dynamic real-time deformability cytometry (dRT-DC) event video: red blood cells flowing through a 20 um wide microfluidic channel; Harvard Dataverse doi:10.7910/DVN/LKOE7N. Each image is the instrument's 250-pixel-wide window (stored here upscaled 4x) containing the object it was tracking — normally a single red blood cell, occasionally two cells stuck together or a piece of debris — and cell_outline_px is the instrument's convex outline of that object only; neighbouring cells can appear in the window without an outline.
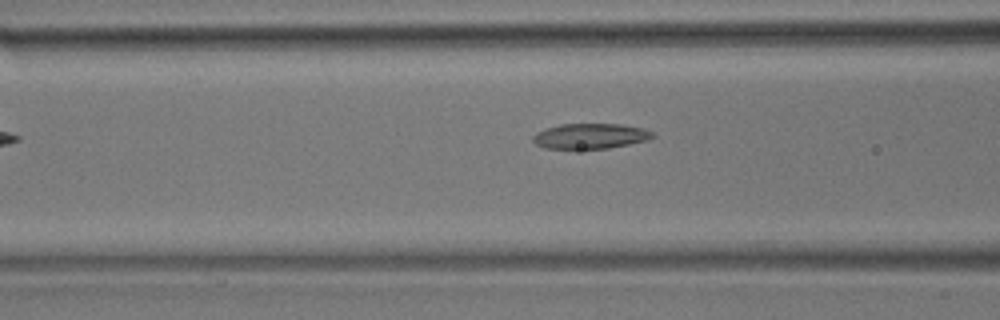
{"species": "common noctule bat (a hibernating species)", "species_latin": "Nyctalus noctula", "temperature_condition": "room temperature", "stored_images_in_passage": 6, "camera_frame_rate_fps": 3000, "um_per_image_px": 0.085, "animal": {"sex": "male", "body_mass_g": 17.9}, "frame": {"image": 1, "passage_image": 5, "time_ms": 1.333, "image_size_px": [1000, 320], "cell_outline_px": [[656, 136], [644, 140], [628, 144], [608, 148], [544, 148], [536, 144], [532, 140], [532, 136], [536, 132], [544, 128], [560, 124], [620, 124], [644, 128], [652, 132]], "centroid_in_image_um": [50.13, 11.55], "position_along_channel_um": 116.5, "area_um2": 17.51}}
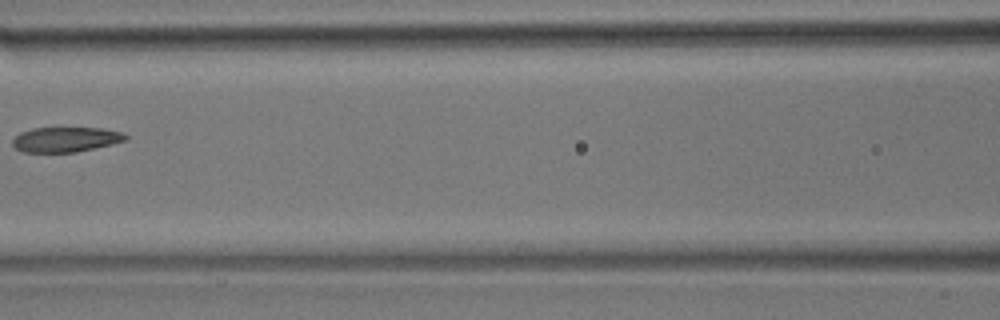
{"frame": {"image": 2, "passage_image": 6, "time_ms": 1.667, "image_size_px": [1000, 320], "cell_outline_px": [[128, 140], [112, 144], [76, 152], [24, 152], [16, 148], [12, 144], [12, 140], [20, 132], [32, 128], [104, 128], [124, 132], [128, 136]], "centroid_in_image_um": [5.62, 11.85], "position_along_channel_um": 161.0, "area_um2": 16.53}}